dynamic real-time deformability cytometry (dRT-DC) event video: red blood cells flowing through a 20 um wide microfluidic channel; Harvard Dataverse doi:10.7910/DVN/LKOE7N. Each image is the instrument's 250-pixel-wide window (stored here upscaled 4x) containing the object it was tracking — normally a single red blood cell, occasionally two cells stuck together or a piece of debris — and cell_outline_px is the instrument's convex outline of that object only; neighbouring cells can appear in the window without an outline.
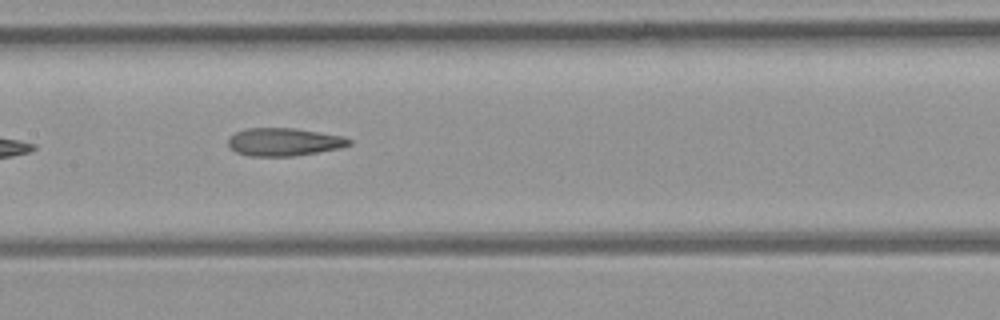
{"species": "common noctule bat (a hibernating species)", "species_latin": "Nyctalus noctula", "temperature_condition": "room temperature", "stored_images_in_passage": 10, "camera_frame_rate_fps": 3000, "um_per_image_px": 0.085, "animal": {"sex": "female", "body_mass_g": 21.9}, "frame": {"image": 1, "passage_image": 7, "time_ms": 7.0, "image_size_px": [1000, 320], "cell_outline_px": [[352, 144], [340, 148], [292, 156], [248, 156], [236, 152], [228, 144], [228, 140], [236, 132], [248, 128], [296, 128], [344, 136], [352, 140]], "centroid_in_image_um": [24.17, 12.06], "position_along_channel_um": 183.2, "area_um2": 19.59}}
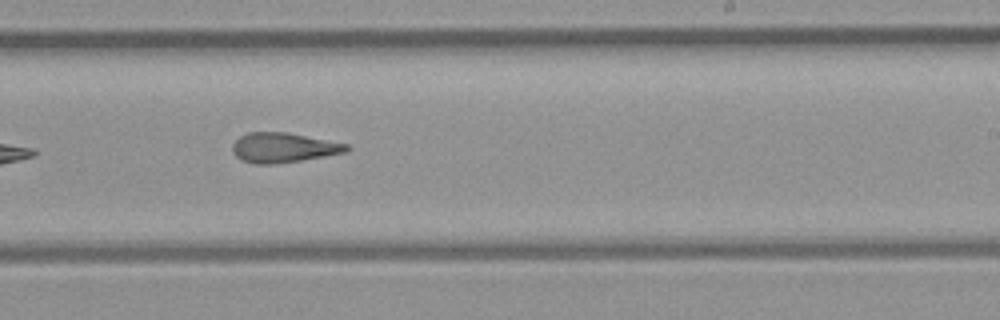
{"frame": {"image": 2, "passage_image": 9, "time_ms": 9.0, "image_size_px": [1000, 320], "cell_outline_px": [[352, 148], [348, 152], [300, 160], [272, 164], [256, 164], [240, 160], [232, 152], [232, 144], [240, 136], [248, 132], [288, 132], [348, 144]], "centroid_in_image_um": [24.09, 12.54], "position_along_channel_um": 264.9, "area_um2": 19.88}}